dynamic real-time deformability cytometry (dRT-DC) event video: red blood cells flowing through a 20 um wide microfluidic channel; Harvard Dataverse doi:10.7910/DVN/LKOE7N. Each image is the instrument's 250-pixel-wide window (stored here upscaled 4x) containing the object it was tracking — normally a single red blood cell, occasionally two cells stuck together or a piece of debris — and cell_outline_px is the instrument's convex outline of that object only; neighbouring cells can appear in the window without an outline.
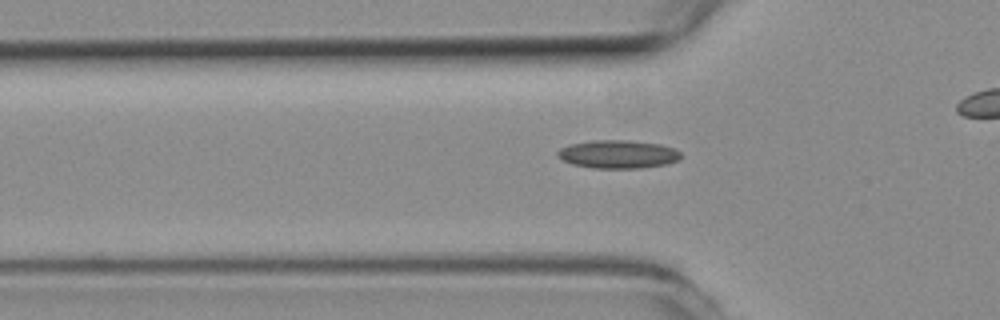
{"species": "common noctule bat (a hibernating species)", "species_latin": "Nyctalus noctula", "temperature_condition": "room temperature", "stored_images_in_passage": 31, "camera_frame_rate_fps": 3000, "um_per_image_px": 0.085, "animal": {"sex": "female", "body_mass_g": 19.3, "forearm_length_mm": 54.1}, "frame": {"image": 1, "passage_image": 5, "time_ms": 1.333, "image_size_px": [1000, 320], "cell_outline_px": [[680, 160], [668, 164], [640, 168], [592, 168], [572, 164], [564, 160], [556, 152], [560, 148], [568, 144], [592, 140], [628, 140], [660, 144], [676, 148], [680, 152]], "centroid_in_image_um": [52.56, 13.1], "position_along_channel_um": 73.2, "area_um2": 20.4}}
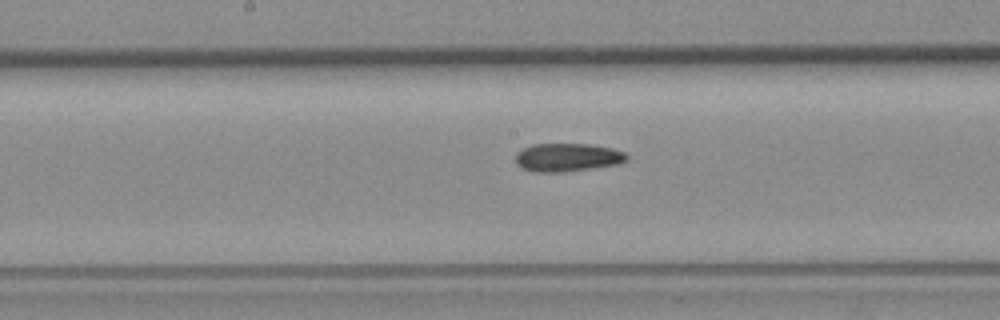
{"frame": {"image": 2, "passage_image": 15, "time_ms": 4.667, "image_size_px": [1000, 320], "cell_outline_px": [[628, 160], [616, 164], [592, 168], [564, 172], [532, 172], [516, 164], [516, 152], [532, 144], [588, 144], [612, 148], [624, 152], [628, 156]], "centroid_in_image_um": [48.22, 13.38], "position_along_channel_um": 200.0, "area_um2": 18.26}}
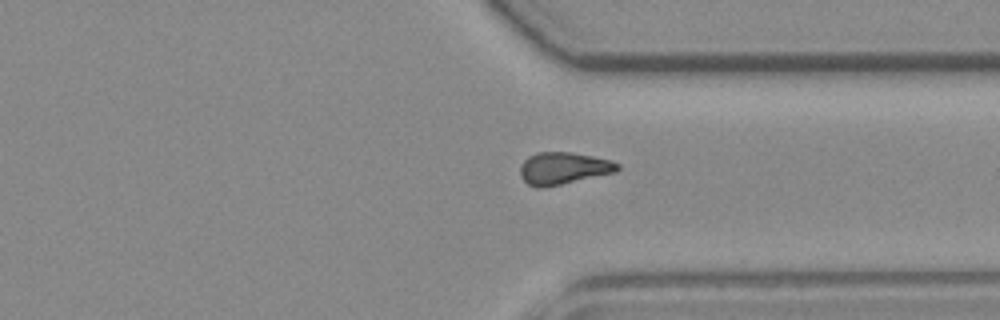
{"frame": {"image": 3, "passage_image": 28, "time_ms": 9.0, "image_size_px": [1000, 320], "cell_outline_px": [[620, 168], [616, 172], [544, 188], [536, 188], [528, 184], [520, 176], [520, 164], [528, 156], [536, 152], [568, 152], [592, 156], [608, 160], [620, 164]], "centroid_in_image_um": [47.85, 14.31], "position_along_channel_um": 363.6, "area_um2": 18.26}}